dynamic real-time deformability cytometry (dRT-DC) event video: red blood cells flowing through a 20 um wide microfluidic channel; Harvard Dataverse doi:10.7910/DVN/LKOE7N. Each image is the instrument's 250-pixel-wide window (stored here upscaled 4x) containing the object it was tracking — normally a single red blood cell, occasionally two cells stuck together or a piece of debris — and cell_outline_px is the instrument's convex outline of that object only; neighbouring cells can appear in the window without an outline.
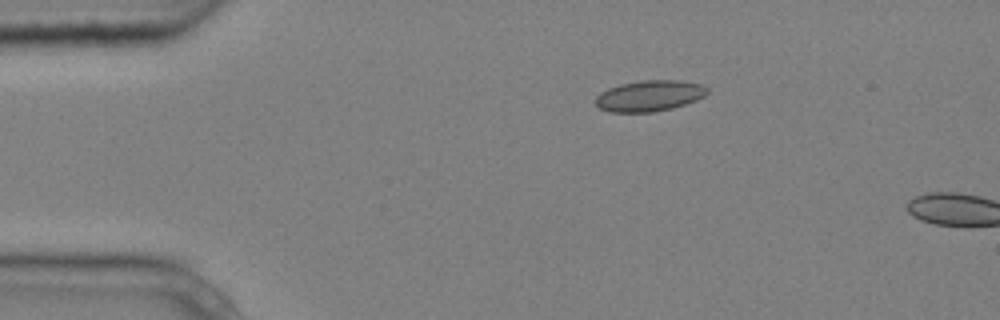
{"species": "common noctule bat (a hibernating species)", "species_latin": "Nyctalus noctula", "temperature_condition": "cold", "stored_images_in_passage": 4, "camera_frame_rate_fps": 3000, "um_per_image_px": 0.085, "animal": {"sex": "male", "body_mass_g": 20.4}, "frame": {"image": 1, "passage_image": 1, "time_ms": 0.0, "image_size_px": [1000, 320], "cell_outline_px": [[708, 92], [704, 96], [696, 100], [672, 108], [652, 112], [608, 112], [600, 108], [596, 104], [596, 96], [600, 92], [608, 88], [620, 84], [640, 80], [680, 80], [704, 84], [708, 88]], "centroid_in_image_um": [55.21, 8.13], "position_along_channel_um": 29.8, "area_um2": 20.29}}